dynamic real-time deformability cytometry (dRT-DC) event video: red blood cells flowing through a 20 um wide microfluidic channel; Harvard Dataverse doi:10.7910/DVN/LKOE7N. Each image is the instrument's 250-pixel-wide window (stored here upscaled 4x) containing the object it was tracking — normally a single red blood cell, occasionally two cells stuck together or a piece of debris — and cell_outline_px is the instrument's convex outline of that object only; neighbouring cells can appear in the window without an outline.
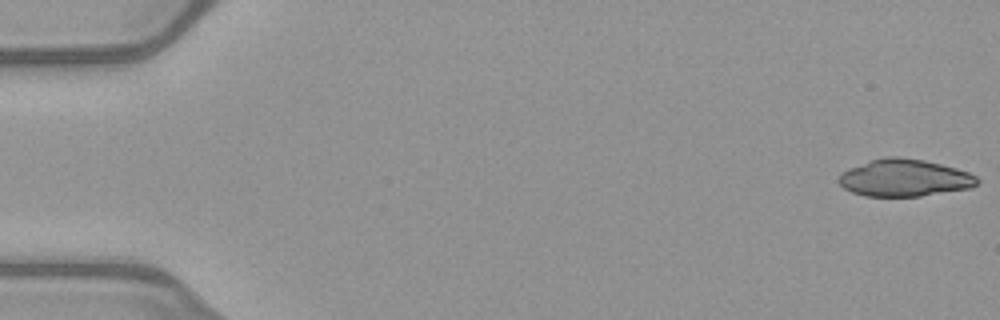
{"species": "common noctule bat (a hibernating species)", "species_latin": "Nyctalus noctula", "temperature_condition": "warm", "stored_images_in_passage": 50, "camera_frame_rate_fps": 3000, "um_per_image_px": 0.085, "animal": {"sex": "female", "body_mass_g": 21.9}, "frame": {"image": 1, "passage_image": 1, "time_ms": 0.0, "image_size_px": [1000, 320], "cell_outline_px": [[980, 180], [972, 188], [920, 196], [864, 196], [852, 192], [844, 188], [836, 180], [840, 172], [872, 160], [888, 156], [900, 156], [924, 160], [956, 168], [968, 172], [976, 176]], "centroid_in_image_um": [76.87, 15.12], "position_along_channel_um": 8.1, "area_um2": 30.0}}